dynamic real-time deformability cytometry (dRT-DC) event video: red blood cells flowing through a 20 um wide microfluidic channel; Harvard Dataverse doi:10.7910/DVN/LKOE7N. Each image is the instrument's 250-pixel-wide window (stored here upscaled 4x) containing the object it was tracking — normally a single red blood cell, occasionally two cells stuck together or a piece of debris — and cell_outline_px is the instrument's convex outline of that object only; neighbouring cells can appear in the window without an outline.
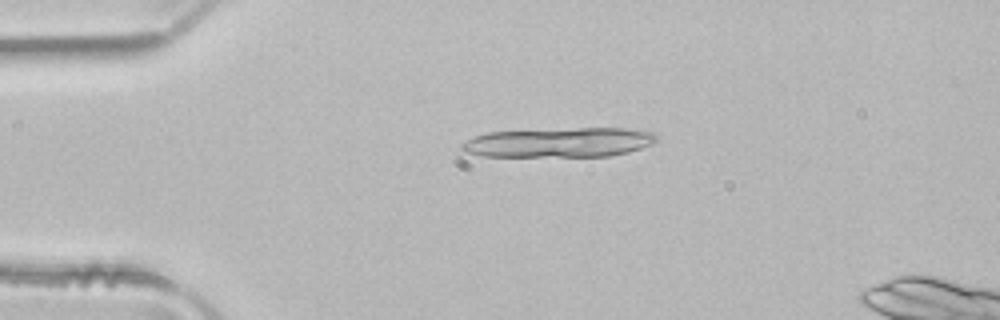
{"species": "common noctule bat (a hibernating species)", "species_latin": "Nyctalus noctula", "temperature_condition": "room temperature", "stored_images_in_passage": 5, "segment_of_instrument_passage": [1, 2], "camera_frame_rate_fps": 3000, "um_per_image_px": 0.085, "animal": {"sex": "male", "body_mass_g": 21.5, "forearm_length_mm": 52.0}, "frame": {"image": 1, "passage_image": 2, "time_ms": 0.333, "image_size_px": [1000, 320], "cell_outline_px": [[656, 140], [652, 144], [628, 152], [608, 156], [484, 156], [464, 152], [460, 148], [460, 144], [476, 136], [488, 132], [580, 128], [624, 128], [656, 132]], "centroid_in_image_um": [47.55, 12.1], "position_along_channel_um": 37.5, "area_um2": 33.41}}